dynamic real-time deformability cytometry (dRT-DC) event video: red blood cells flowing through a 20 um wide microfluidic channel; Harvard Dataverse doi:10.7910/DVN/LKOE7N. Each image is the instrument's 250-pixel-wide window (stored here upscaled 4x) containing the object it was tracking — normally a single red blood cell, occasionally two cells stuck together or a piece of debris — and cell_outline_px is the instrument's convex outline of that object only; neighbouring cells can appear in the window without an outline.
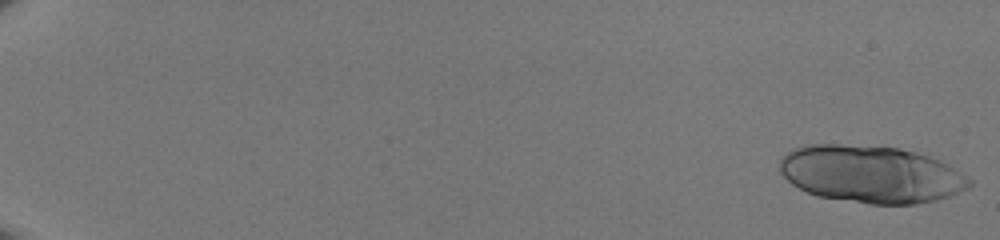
{"species": "human", "species_latin": "Homo sapiens", "temperature_condition": "room temperature", "stored_images_in_passage": 41, "camera_frame_rate_fps": 3000, "um_per_image_px": 0.085, "donor": {"sex": "male"}, "frame": {"image": 1, "passage_image": 1, "time_ms": 0.0, "image_size_px": [1000, 240], "cell_outline_px": [[972, 184], [968, 188], [960, 192], [936, 200], [916, 204], [872, 204], [816, 196], [792, 184], [780, 172], [780, 156], [792, 148], [804, 144], [840, 144], [900, 148], [916, 152], [940, 160], [948, 164], [972, 180]], "centroid_in_image_um": [74.01, 14.79], "position_along_channel_um": 11.0, "area_um2": 63.52}}
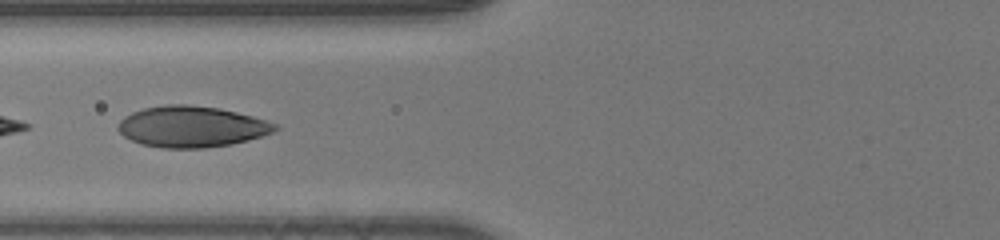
{"frame": {"image": 2, "passage_image": 24, "time_ms": 7.667, "image_size_px": [1000, 240], "cell_outline_px": [[280, 128], [272, 132], [248, 140], [232, 144], [204, 148], [164, 148], [140, 144], [124, 136], [116, 128], [120, 120], [124, 116], [132, 112], [144, 108], [164, 104], [188, 104], [220, 108], [252, 116], [280, 124]], "centroid_in_image_um": [16.29, 10.76], "position_along_channel_um": 109.5, "area_um2": 37.8}}
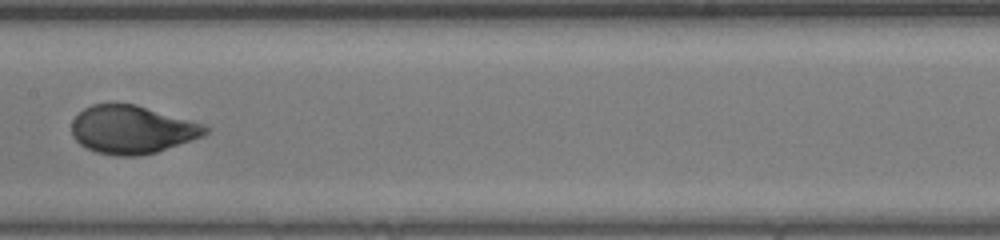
{"frame": {"image": 3, "passage_image": 30, "time_ms": 9.667, "image_size_px": [1000, 240], "cell_outline_px": [[208, 132], [204, 136], [156, 152], [136, 156], [116, 156], [96, 152], [80, 144], [72, 136], [72, 120], [84, 108], [92, 104], [136, 104], [204, 124], [208, 128]], "centroid_in_image_um": [11.22, 11.02], "position_along_channel_um": 196.2, "area_um2": 37.34}}